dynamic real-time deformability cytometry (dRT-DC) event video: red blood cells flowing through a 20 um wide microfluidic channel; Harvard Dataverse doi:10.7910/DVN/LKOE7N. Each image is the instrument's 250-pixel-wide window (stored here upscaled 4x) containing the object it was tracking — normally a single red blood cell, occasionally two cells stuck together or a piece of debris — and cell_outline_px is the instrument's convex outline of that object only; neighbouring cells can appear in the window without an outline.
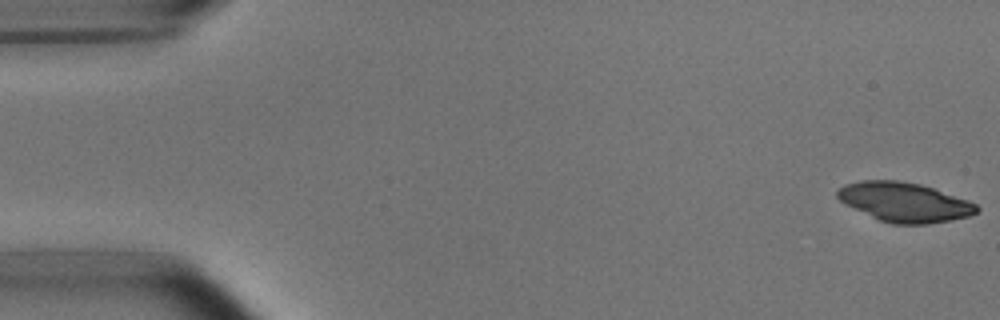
{"species": "common noctule bat (a hibernating species)", "species_latin": "Nyctalus noctula", "temperature_condition": "room temperature", "stored_images_in_passage": 52, "camera_frame_rate_fps": 3000, "um_per_image_px": 0.085, "animal": {"sex": "male", "body_mass_g": 15.6}, "frame": {"image": 1, "passage_image": 1, "time_ms": 0.0, "image_size_px": [1000, 320], "cell_outline_px": [[980, 208], [976, 212], [968, 216], [952, 220], [928, 224], [892, 224], [880, 220], [844, 204], [836, 196], [836, 192], [844, 184], [860, 180], [900, 180], [920, 184], [968, 200], [976, 204]], "centroid_in_image_um": [76.85, 17.18], "position_along_channel_um": 8.1, "area_um2": 31.91}}